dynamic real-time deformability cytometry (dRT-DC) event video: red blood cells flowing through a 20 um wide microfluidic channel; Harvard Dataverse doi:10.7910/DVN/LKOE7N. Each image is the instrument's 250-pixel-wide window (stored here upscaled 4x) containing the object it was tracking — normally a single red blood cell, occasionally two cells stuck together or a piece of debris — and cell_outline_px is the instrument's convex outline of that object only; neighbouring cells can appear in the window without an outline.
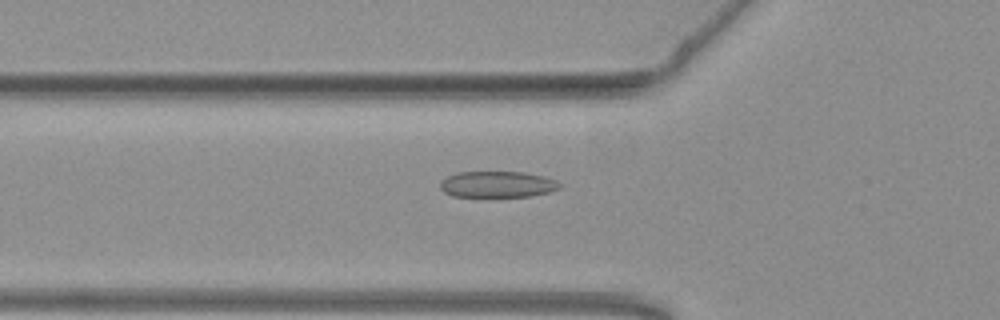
{"species": "common noctule bat (a hibernating species)", "species_latin": "Nyctalus noctula", "temperature_condition": "warm", "stored_images_in_passage": 51, "camera_frame_rate_fps": 3000, "um_per_image_px": 0.085, "animal": {"sex": "female", "body_mass_g": 19.3, "forearm_length_mm": 54.1}, "frame": {"image": 1, "passage_image": 15, "time_ms": 4.667, "image_size_px": [1000, 320], "cell_outline_px": [[560, 188], [548, 192], [532, 196], [452, 196], [444, 192], [440, 188], [440, 180], [456, 172], [524, 172], [544, 176], [556, 180], [560, 184]], "centroid_in_image_um": [42.26, 15.66], "position_along_channel_um": 83.5, "area_um2": 18.21}}
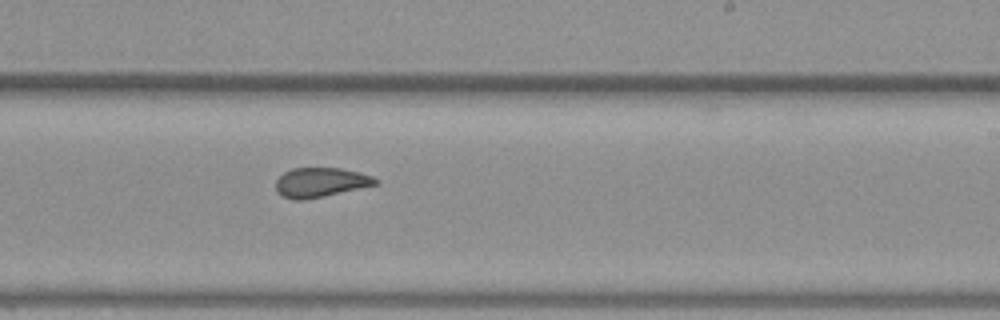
{"frame": {"image": 2, "passage_image": 29, "time_ms": 9.333, "image_size_px": [1000, 320], "cell_outline_px": [[380, 180], [376, 184], [324, 196], [304, 200], [292, 200], [276, 192], [276, 180], [284, 172], [292, 168], [340, 168], [360, 172], [372, 176]], "centroid_in_image_um": [27.22, 15.5], "position_along_channel_um": 261.8, "area_um2": 17.05}}
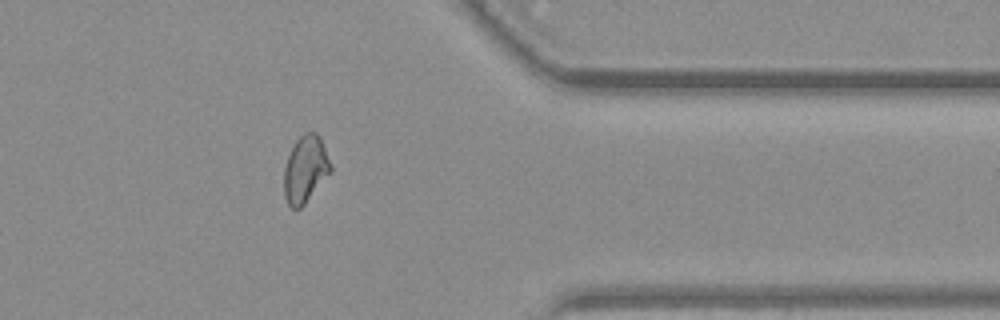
{"frame": {"image": 3, "passage_image": 40, "time_ms": 13.0, "image_size_px": [1000, 320], "cell_outline_px": [[332, 172], [304, 204], [300, 208], [292, 208], [288, 204], [284, 196], [284, 168], [288, 156], [296, 140], [304, 132], [316, 132], [320, 136], [332, 164]], "centroid_in_image_um": [25.98, 14.37], "position_along_channel_um": 385.4, "area_um2": 18.32}, "authors_computed_cell_mechanics": {"area_um2": 18.1492, "velocity_mm_per_s": 3.8023, "shape_relaxation_time_tau1_ms": 4.3615, "shape_relaxation_time_tau2_ms": 1.4359, "deformation_change_tau1": 0.1446, "deformation_change_tau2": 0.0799}}